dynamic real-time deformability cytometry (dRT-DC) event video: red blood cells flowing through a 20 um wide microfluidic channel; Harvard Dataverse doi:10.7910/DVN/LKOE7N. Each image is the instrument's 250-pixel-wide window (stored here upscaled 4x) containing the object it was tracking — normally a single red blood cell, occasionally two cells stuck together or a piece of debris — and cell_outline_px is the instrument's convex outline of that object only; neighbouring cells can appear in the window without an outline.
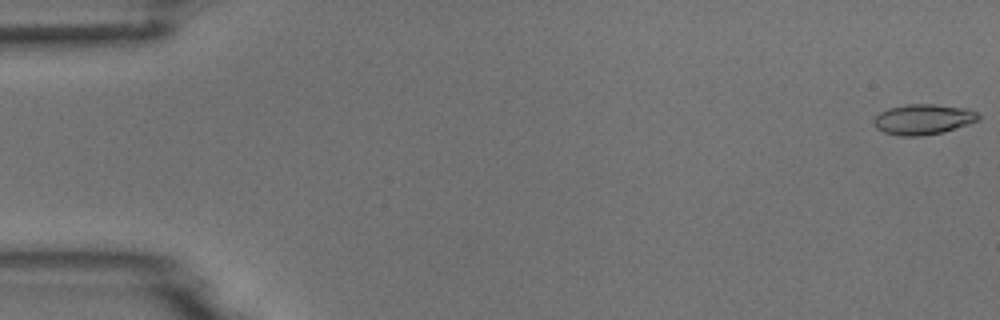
{"species": "common noctule bat (a hibernating species)", "species_latin": "Nyctalus noctula", "temperature_condition": "room temperature", "stored_images_in_passage": 7, "camera_frame_rate_fps": 3000, "um_per_image_px": 0.085, "animal": {"sex": "male", "body_mass_g": 18.8}, "frame": {"image": 1, "passage_image": 1, "time_ms": 0.0, "image_size_px": [1000, 320], "cell_outline_px": [[980, 120], [968, 124], [940, 132], [920, 136], [900, 136], [884, 132], [876, 128], [872, 124], [872, 120], [880, 112], [888, 108], [908, 104], [932, 104], [968, 108], [976, 112], [980, 116]], "centroid_in_image_um": [78.44, 10.13], "position_along_channel_um": 6.6, "area_um2": 18.5}}
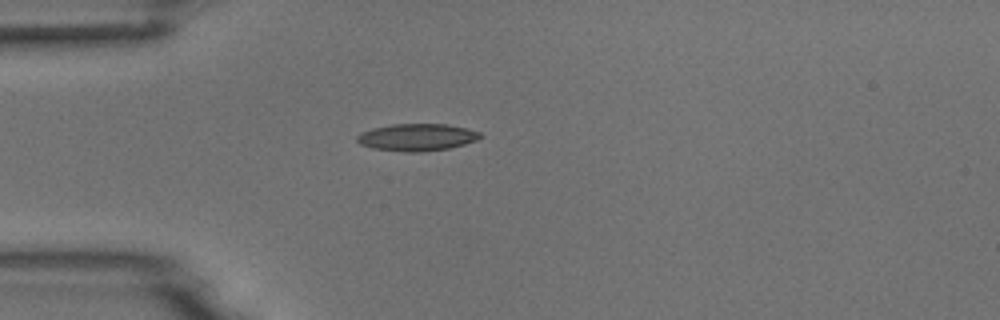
{"frame": {"image": 2, "passage_image": 5, "time_ms": 1.333, "image_size_px": [1000, 320], "cell_outline_px": [[484, 136], [476, 140], [464, 144], [448, 148], [420, 152], [404, 152], [372, 148], [360, 144], [356, 140], [356, 136], [360, 132], [372, 128], [392, 124], [448, 124], [480, 132]], "centroid_in_image_um": [35.41, 11.66], "position_along_channel_um": 49.6, "area_um2": 19.54}}